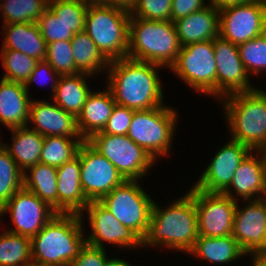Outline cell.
Segmentation results:
<instances>
[{
	"instance_id": "obj_38",
	"label": "cell",
	"mask_w": 266,
	"mask_h": 266,
	"mask_svg": "<svg viewBox=\"0 0 266 266\" xmlns=\"http://www.w3.org/2000/svg\"><path fill=\"white\" fill-rule=\"evenodd\" d=\"M240 59L247 74H258L266 69V32L238 45Z\"/></svg>"
},
{
	"instance_id": "obj_4",
	"label": "cell",
	"mask_w": 266,
	"mask_h": 266,
	"mask_svg": "<svg viewBox=\"0 0 266 266\" xmlns=\"http://www.w3.org/2000/svg\"><path fill=\"white\" fill-rule=\"evenodd\" d=\"M182 48L172 21L130 17L128 57L170 68Z\"/></svg>"
},
{
	"instance_id": "obj_18",
	"label": "cell",
	"mask_w": 266,
	"mask_h": 266,
	"mask_svg": "<svg viewBox=\"0 0 266 266\" xmlns=\"http://www.w3.org/2000/svg\"><path fill=\"white\" fill-rule=\"evenodd\" d=\"M248 202L241 209L237 204L231 235L243 252L252 257L266 254V211L260 199Z\"/></svg>"
},
{
	"instance_id": "obj_31",
	"label": "cell",
	"mask_w": 266,
	"mask_h": 266,
	"mask_svg": "<svg viewBox=\"0 0 266 266\" xmlns=\"http://www.w3.org/2000/svg\"><path fill=\"white\" fill-rule=\"evenodd\" d=\"M83 138L45 136L41 150L40 163L60 167L77 156Z\"/></svg>"
},
{
	"instance_id": "obj_26",
	"label": "cell",
	"mask_w": 266,
	"mask_h": 266,
	"mask_svg": "<svg viewBox=\"0 0 266 266\" xmlns=\"http://www.w3.org/2000/svg\"><path fill=\"white\" fill-rule=\"evenodd\" d=\"M13 133L11 146L0 143L16 161L19 169L25 173L40 162L44 136L28 126L10 129Z\"/></svg>"
},
{
	"instance_id": "obj_33",
	"label": "cell",
	"mask_w": 266,
	"mask_h": 266,
	"mask_svg": "<svg viewBox=\"0 0 266 266\" xmlns=\"http://www.w3.org/2000/svg\"><path fill=\"white\" fill-rule=\"evenodd\" d=\"M3 24L35 23L47 8L48 0H4Z\"/></svg>"
},
{
	"instance_id": "obj_16",
	"label": "cell",
	"mask_w": 266,
	"mask_h": 266,
	"mask_svg": "<svg viewBox=\"0 0 266 266\" xmlns=\"http://www.w3.org/2000/svg\"><path fill=\"white\" fill-rule=\"evenodd\" d=\"M251 151L249 146L230 139L214 155L193 187L209 193H223L230 186L238 166Z\"/></svg>"
},
{
	"instance_id": "obj_19",
	"label": "cell",
	"mask_w": 266,
	"mask_h": 266,
	"mask_svg": "<svg viewBox=\"0 0 266 266\" xmlns=\"http://www.w3.org/2000/svg\"><path fill=\"white\" fill-rule=\"evenodd\" d=\"M32 100L30 104L29 121L33 123L32 130L45 136H63L83 138L79 132L77 117L64 111L54 101Z\"/></svg>"
},
{
	"instance_id": "obj_10",
	"label": "cell",
	"mask_w": 266,
	"mask_h": 266,
	"mask_svg": "<svg viewBox=\"0 0 266 266\" xmlns=\"http://www.w3.org/2000/svg\"><path fill=\"white\" fill-rule=\"evenodd\" d=\"M86 141L112 162L125 180H140L155 164V160L127 135H110L101 131Z\"/></svg>"
},
{
	"instance_id": "obj_9",
	"label": "cell",
	"mask_w": 266,
	"mask_h": 266,
	"mask_svg": "<svg viewBox=\"0 0 266 266\" xmlns=\"http://www.w3.org/2000/svg\"><path fill=\"white\" fill-rule=\"evenodd\" d=\"M100 202L125 227L144 238L154 200L144 192L137 180H125L105 195Z\"/></svg>"
},
{
	"instance_id": "obj_23",
	"label": "cell",
	"mask_w": 266,
	"mask_h": 266,
	"mask_svg": "<svg viewBox=\"0 0 266 266\" xmlns=\"http://www.w3.org/2000/svg\"><path fill=\"white\" fill-rule=\"evenodd\" d=\"M24 84L0 80V122L8 129L26 127L29 124L32 99Z\"/></svg>"
},
{
	"instance_id": "obj_47",
	"label": "cell",
	"mask_w": 266,
	"mask_h": 266,
	"mask_svg": "<svg viewBox=\"0 0 266 266\" xmlns=\"http://www.w3.org/2000/svg\"><path fill=\"white\" fill-rule=\"evenodd\" d=\"M105 266H132L127 261L119 258H109L105 264Z\"/></svg>"
},
{
	"instance_id": "obj_8",
	"label": "cell",
	"mask_w": 266,
	"mask_h": 266,
	"mask_svg": "<svg viewBox=\"0 0 266 266\" xmlns=\"http://www.w3.org/2000/svg\"><path fill=\"white\" fill-rule=\"evenodd\" d=\"M170 69L192 89L217 98V68L212 40L183 46Z\"/></svg>"
},
{
	"instance_id": "obj_37",
	"label": "cell",
	"mask_w": 266,
	"mask_h": 266,
	"mask_svg": "<svg viewBox=\"0 0 266 266\" xmlns=\"http://www.w3.org/2000/svg\"><path fill=\"white\" fill-rule=\"evenodd\" d=\"M50 66L60 75H77L73 59L71 41H54L47 44L45 59Z\"/></svg>"
},
{
	"instance_id": "obj_44",
	"label": "cell",
	"mask_w": 266,
	"mask_h": 266,
	"mask_svg": "<svg viewBox=\"0 0 266 266\" xmlns=\"http://www.w3.org/2000/svg\"><path fill=\"white\" fill-rule=\"evenodd\" d=\"M205 0H172L171 21L174 23L180 18L202 9L207 6Z\"/></svg>"
},
{
	"instance_id": "obj_34",
	"label": "cell",
	"mask_w": 266,
	"mask_h": 266,
	"mask_svg": "<svg viewBox=\"0 0 266 266\" xmlns=\"http://www.w3.org/2000/svg\"><path fill=\"white\" fill-rule=\"evenodd\" d=\"M40 32L47 44L54 41H71L75 33L84 30L85 22H66L47 7L37 21Z\"/></svg>"
},
{
	"instance_id": "obj_13",
	"label": "cell",
	"mask_w": 266,
	"mask_h": 266,
	"mask_svg": "<svg viewBox=\"0 0 266 266\" xmlns=\"http://www.w3.org/2000/svg\"><path fill=\"white\" fill-rule=\"evenodd\" d=\"M77 155L81 164V187L89 201H100L125 179L114 164L84 141Z\"/></svg>"
},
{
	"instance_id": "obj_32",
	"label": "cell",
	"mask_w": 266,
	"mask_h": 266,
	"mask_svg": "<svg viewBox=\"0 0 266 266\" xmlns=\"http://www.w3.org/2000/svg\"><path fill=\"white\" fill-rule=\"evenodd\" d=\"M31 238L4 231L0 234V266H30Z\"/></svg>"
},
{
	"instance_id": "obj_5",
	"label": "cell",
	"mask_w": 266,
	"mask_h": 266,
	"mask_svg": "<svg viewBox=\"0 0 266 266\" xmlns=\"http://www.w3.org/2000/svg\"><path fill=\"white\" fill-rule=\"evenodd\" d=\"M220 100H224L231 139L257 151L266 141V91L255 88Z\"/></svg>"
},
{
	"instance_id": "obj_52",
	"label": "cell",
	"mask_w": 266,
	"mask_h": 266,
	"mask_svg": "<svg viewBox=\"0 0 266 266\" xmlns=\"http://www.w3.org/2000/svg\"><path fill=\"white\" fill-rule=\"evenodd\" d=\"M262 158H263V161H264V165H265V173H266V153H260Z\"/></svg>"
},
{
	"instance_id": "obj_17",
	"label": "cell",
	"mask_w": 266,
	"mask_h": 266,
	"mask_svg": "<svg viewBox=\"0 0 266 266\" xmlns=\"http://www.w3.org/2000/svg\"><path fill=\"white\" fill-rule=\"evenodd\" d=\"M212 43L217 68V99L232 93L254 90L240 59L238 46L220 35Z\"/></svg>"
},
{
	"instance_id": "obj_21",
	"label": "cell",
	"mask_w": 266,
	"mask_h": 266,
	"mask_svg": "<svg viewBox=\"0 0 266 266\" xmlns=\"http://www.w3.org/2000/svg\"><path fill=\"white\" fill-rule=\"evenodd\" d=\"M252 152L254 150L238 166L230 186L223 192V194L233 200L238 201L239 199L234 198L232 189H234L236 195H240L239 197L246 202L252 199H259L266 189V173L263 158L258 151L256 155H259L257 156L252 154Z\"/></svg>"
},
{
	"instance_id": "obj_30",
	"label": "cell",
	"mask_w": 266,
	"mask_h": 266,
	"mask_svg": "<svg viewBox=\"0 0 266 266\" xmlns=\"http://www.w3.org/2000/svg\"><path fill=\"white\" fill-rule=\"evenodd\" d=\"M71 46L76 70L79 73L93 76L108 68L109 61L101 54L95 42L84 30L75 33L71 39Z\"/></svg>"
},
{
	"instance_id": "obj_20",
	"label": "cell",
	"mask_w": 266,
	"mask_h": 266,
	"mask_svg": "<svg viewBox=\"0 0 266 266\" xmlns=\"http://www.w3.org/2000/svg\"><path fill=\"white\" fill-rule=\"evenodd\" d=\"M58 213H76L81 216L89 200L81 187V164L77 155L57 167Z\"/></svg>"
},
{
	"instance_id": "obj_24",
	"label": "cell",
	"mask_w": 266,
	"mask_h": 266,
	"mask_svg": "<svg viewBox=\"0 0 266 266\" xmlns=\"http://www.w3.org/2000/svg\"><path fill=\"white\" fill-rule=\"evenodd\" d=\"M115 105L113 94L108 87L105 92L92 91L89 94L77 117L78 129L85 141L95 133L103 131Z\"/></svg>"
},
{
	"instance_id": "obj_46",
	"label": "cell",
	"mask_w": 266,
	"mask_h": 266,
	"mask_svg": "<svg viewBox=\"0 0 266 266\" xmlns=\"http://www.w3.org/2000/svg\"><path fill=\"white\" fill-rule=\"evenodd\" d=\"M136 0H108V5L130 10Z\"/></svg>"
},
{
	"instance_id": "obj_43",
	"label": "cell",
	"mask_w": 266,
	"mask_h": 266,
	"mask_svg": "<svg viewBox=\"0 0 266 266\" xmlns=\"http://www.w3.org/2000/svg\"><path fill=\"white\" fill-rule=\"evenodd\" d=\"M44 73L46 74V76H48V75H49V77L53 76L52 77L53 83L51 84V89L53 91V93L51 95L53 96V94H54V92L56 90V86L58 84V80L60 78V75L50 66V64L46 60L38 61L36 66H35V68H34V70L29 75L28 80L24 84L25 89L27 90V92L29 90L28 87H30V84L36 82L37 80H38V84L41 85L39 82L43 80V78H44L43 74ZM39 77H42V80Z\"/></svg>"
},
{
	"instance_id": "obj_54",
	"label": "cell",
	"mask_w": 266,
	"mask_h": 266,
	"mask_svg": "<svg viewBox=\"0 0 266 266\" xmlns=\"http://www.w3.org/2000/svg\"><path fill=\"white\" fill-rule=\"evenodd\" d=\"M1 3H3V2H1V0H0V10H2V5H3V4H1Z\"/></svg>"
},
{
	"instance_id": "obj_39",
	"label": "cell",
	"mask_w": 266,
	"mask_h": 266,
	"mask_svg": "<svg viewBox=\"0 0 266 266\" xmlns=\"http://www.w3.org/2000/svg\"><path fill=\"white\" fill-rule=\"evenodd\" d=\"M172 0H136L129 10L131 17L153 21H171Z\"/></svg>"
},
{
	"instance_id": "obj_1",
	"label": "cell",
	"mask_w": 266,
	"mask_h": 266,
	"mask_svg": "<svg viewBox=\"0 0 266 266\" xmlns=\"http://www.w3.org/2000/svg\"><path fill=\"white\" fill-rule=\"evenodd\" d=\"M162 67L130 58L110 61L107 87L116 104L135 111L164 105L161 81L156 71Z\"/></svg>"
},
{
	"instance_id": "obj_53",
	"label": "cell",
	"mask_w": 266,
	"mask_h": 266,
	"mask_svg": "<svg viewBox=\"0 0 266 266\" xmlns=\"http://www.w3.org/2000/svg\"><path fill=\"white\" fill-rule=\"evenodd\" d=\"M30 266H54V265H44V264H36V263H31Z\"/></svg>"
},
{
	"instance_id": "obj_15",
	"label": "cell",
	"mask_w": 266,
	"mask_h": 266,
	"mask_svg": "<svg viewBox=\"0 0 266 266\" xmlns=\"http://www.w3.org/2000/svg\"><path fill=\"white\" fill-rule=\"evenodd\" d=\"M84 211H87L91 225L86 244L101 249H105L104 242L129 249L143 247V239L119 222L100 201H90Z\"/></svg>"
},
{
	"instance_id": "obj_50",
	"label": "cell",
	"mask_w": 266,
	"mask_h": 266,
	"mask_svg": "<svg viewBox=\"0 0 266 266\" xmlns=\"http://www.w3.org/2000/svg\"><path fill=\"white\" fill-rule=\"evenodd\" d=\"M260 201L262 202V204L264 205L265 207V211H266V189L265 191L263 192V194L260 196Z\"/></svg>"
},
{
	"instance_id": "obj_3",
	"label": "cell",
	"mask_w": 266,
	"mask_h": 266,
	"mask_svg": "<svg viewBox=\"0 0 266 266\" xmlns=\"http://www.w3.org/2000/svg\"><path fill=\"white\" fill-rule=\"evenodd\" d=\"M82 216L57 213L31 238V260L36 264L71 266L86 244Z\"/></svg>"
},
{
	"instance_id": "obj_45",
	"label": "cell",
	"mask_w": 266,
	"mask_h": 266,
	"mask_svg": "<svg viewBox=\"0 0 266 266\" xmlns=\"http://www.w3.org/2000/svg\"><path fill=\"white\" fill-rule=\"evenodd\" d=\"M209 1H210L209 3L210 5L220 10L227 6L245 4V3L252 2L254 0H209Z\"/></svg>"
},
{
	"instance_id": "obj_6",
	"label": "cell",
	"mask_w": 266,
	"mask_h": 266,
	"mask_svg": "<svg viewBox=\"0 0 266 266\" xmlns=\"http://www.w3.org/2000/svg\"><path fill=\"white\" fill-rule=\"evenodd\" d=\"M129 10L107 5H88L84 31L110 62L128 57Z\"/></svg>"
},
{
	"instance_id": "obj_7",
	"label": "cell",
	"mask_w": 266,
	"mask_h": 266,
	"mask_svg": "<svg viewBox=\"0 0 266 266\" xmlns=\"http://www.w3.org/2000/svg\"><path fill=\"white\" fill-rule=\"evenodd\" d=\"M177 119L176 111L165 105L134 111L127 136L156 160L170 152Z\"/></svg>"
},
{
	"instance_id": "obj_27",
	"label": "cell",
	"mask_w": 266,
	"mask_h": 266,
	"mask_svg": "<svg viewBox=\"0 0 266 266\" xmlns=\"http://www.w3.org/2000/svg\"><path fill=\"white\" fill-rule=\"evenodd\" d=\"M87 76L91 75L79 73L77 75L60 76L56 90L51 96L52 101L64 111L78 117L85 101L92 92L85 81Z\"/></svg>"
},
{
	"instance_id": "obj_12",
	"label": "cell",
	"mask_w": 266,
	"mask_h": 266,
	"mask_svg": "<svg viewBox=\"0 0 266 266\" xmlns=\"http://www.w3.org/2000/svg\"><path fill=\"white\" fill-rule=\"evenodd\" d=\"M189 192L194 197L198 236L218 238L231 235L237 200L223 193H209L195 187Z\"/></svg>"
},
{
	"instance_id": "obj_49",
	"label": "cell",
	"mask_w": 266,
	"mask_h": 266,
	"mask_svg": "<svg viewBox=\"0 0 266 266\" xmlns=\"http://www.w3.org/2000/svg\"><path fill=\"white\" fill-rule=\"evenodd\" d=\"M87 5L107 4L108 0H83Z\"/></svg>"
},
{
	"instance_id": "obj_40",
	"label": "cell",
	"mask_w": 266,
	"mask_h": 266,
	"mask_svg": "<svg viewBox=\"0 0 266 266\" xmlns=\"http://www.w3.org/2000/svg\"><path fill=\"white\" fill-rule=\"evenodd\" d=\"M47 7L66 22H85L88 9L83 0H48Z\"/></svg>"
},
{
	"instance_id": "obj_48",
	"label": "cell",
	"mask_w": 266,
	"mask_h": 266,
	"mask_svg": "<svg viewBox=\"0 0 266 266\" xmlns=\"http://www.w3.org/2000/svg\"><path fill=\"white\" fill-rule=\"evenodd\" d=\"M253 266H266V254L252 255Z\"/></svg>"
},
{
	"instance_id": "obj_36",
	"label": "cell",
	"mask_w": 266,
	"mask_h": 266,
	"mask_svg": "<svg viewBox=\"0 0 266 266\" xmlns=\"http://www.w3.org/2000/svg\"><path fill=\"white\" fill-rule=\"evenodd\" d=\"M0 53L5 69L2 79L25 84L38 60L13 49H2Z\"/></svg>"
},
{
	"instance_id": "obj_11",
	"label": "cell",
	"mask_w": 266,
	"mask_h": 266,
	"mask_svg": "<svg viewBox=\"0 0 266 266\" xmlns=\"http://www.w3.org/2000/svg\"><path fill=\"white\" fill-rule=\"evenodd\" d=\"M219 35L234 45L243 44L266 32V2L254 0L219 10Z\"/></svg>"
},
{
	"instance_id": "obj_25",
	"label": "cell",
	"mask_w": 266,
	"mask_h": 266,
	"mask_svg": "<svg viewBox=\"0 0 266 266\" xmlns=\"http://www.w3.org/2000/svg\"><path fill=\"white\" fill-rule=\"evenodd\" d=\"M2 25L5 35L2 49L19 51L38 61L45 59L47 43L37 22Z\"/></svg>"
},
{
	"instance_id": "obj_42",
	"label": "cell",
	"mask_w": 266,
	"mask_h": 266,
	"mask_svg": "<svg viewBox=\"0 0 266 266\" xmlns=\"http://www.w3.org/2000/svg\"><path fill=\"white\" fill-rule=\"evenodd\" d=\"M105 249L85 244L71 266H105L108 258Z\"/></svg>"
},
{
	"instance_id": "obj_14",
	"label": "cell",
	"mask_w": 266,
	"mask_h": 266,
	"mask_svg": "<svg viewBox=\"0 0 266 266\" xmlns=\"http://www.w3.org/2000/svg\"><path fill=\"white\" fill-rule=\"evenodd\" d=\"M10 212L14 227L8 232L32 238L57 214L46 202L24 187L0 208V216Z\"/></svg>"
},
{
	"instance_id": "obj_35",
	"label": "cell",
	"mask_w": 266,
	"mask_h": 266,
	"mask_svg": "<svg viewBox=\"0 0 266 266\" xmlns=\"http://www.w3.org/2000/svg\"><path fill=\"white\" fill-rule=\"evenodd\" d=\"M24 173L0 143V208L23 188Z\"/></svg>"
},
{
	"instance_id": "obj_28",
	"label": "cell",
	"mask_w": 266,
	"mask_h": 266,
	"mask_svg": "<svg viewBox=\"0 0 266 266\" xmlns=\"http://www.w3.org/2000/svg\"><path fill=\"white\" fill-rule=\"evenodd\" d=\"M189 253L215 264L231 263L246 255L232 235L218 238L198 236Z\"/></svg>"
},
{
	"instance_id": "obj_2",
	"label": "cell",
	"mask_w": 266,
	"mask_h": 266,
	"mask_svg": "<svg viewBox=\"0 0 266 266\" xmlns=\"http://www.w3.org/2000/svg\"><path fill=\"white\" fill-rule=\"evenodd\" d=\"M154 201L150 222L143 238V246H166L189 253L198 237L197 213L194 197L188 191L166 209Z\"/></svg>"
},
{
	"instance_id": "obj_22",
	"label": "cell",
	"mask_w": 266,
	"mask_h": 266,
	"mask_svg": "<svg viewBox=\"0 0 266 266\" xmlns=\"http://www.w3.org/2000/svg\"><path fill=\"white\" fill-rule=\"evenodd\" d=\"M174 24L182 47L191 43L213 41L219 36V9L209 4L180 18Z\"/></svg>"
},
{
	"instance_id": "obj_51",
	"label": "cell",
	"mask_w": 266,
	"mask_h": 266,
	"mask_svg": "<svg viewBox=\"0 0 266 266\" xmlns=\"http://www.w3.org/2000/svg\"><path fill=\"white\" fill-rule=\"evenodd\" d=\"M259 153H266V141L263 145L257 150Z\"/></svg>"
},
{
	"instance_id": "obj_41",
	"label": "cell",
	"mask_w": 266,
	"mask_h": 266,
	"mask_svg": "<svg viewBox=\"0 0 266 266\" xmlns=\"http://www.w3.org/2000/svg\"><path fill=\"white\" fill-rule=\"evenodd\" d=\"M133 109L116 104L103 133L110 135H127L133 114Z\"/></svg>"
},
{
	"instance_id": "obj_29",
	"label": "cell",
	"mask_w": 266,
	"mask_h": 266,
	"mask_svg": "<svg viewBox=\"0 0 266 266\" xmlns=\"http://www.w3.org/2000/svg\"><path fill=\"white\" fill-rule=\"evenodd\" d=\"M25 172L23 187L37 195L58 213L57 168L37 163Z\"/></svg>"
}]
</instances>
